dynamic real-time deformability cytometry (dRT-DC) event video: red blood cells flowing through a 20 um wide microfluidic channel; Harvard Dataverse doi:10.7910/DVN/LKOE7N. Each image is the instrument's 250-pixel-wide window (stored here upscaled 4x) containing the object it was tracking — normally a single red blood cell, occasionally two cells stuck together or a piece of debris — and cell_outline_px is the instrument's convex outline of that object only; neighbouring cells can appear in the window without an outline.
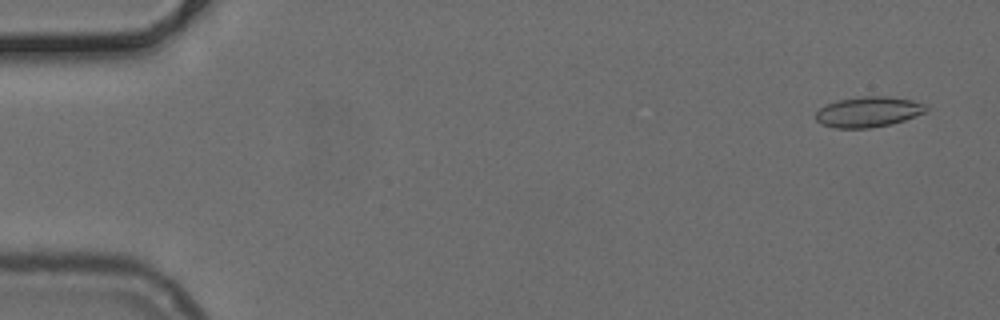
{"species": "common noctule bat (a hibernating species)", "species_latin": "Nyctalus noctula", "temperature_condition": "cold", "stored_images_in_passage": 52, "camera_frame_rate_fps": 3000, "um_per_image_px": 0.085, "animal": {"sex": "female", "body_mass_g": 24.6, "forearm_length_mm": 56.2}, "frame": {"image": 1, "passage_image": 3, "time_ms": 0.667, "image_size_px": [1000, 320], "cell_outline_px": [[928, 108], [924, 112], [904, 120], [892, 124], [872, 128], [836, 128], [824, 124], [816, 120], [816, 112], [820, 108], [828, 104], [840, 100], [864, 96], [888, 96], [912, 100], [924, 104]], "centroid_in_image_um": [73.82, 9.51], "position_along_channel_um": 11.2, "area_um2": 19.31}}
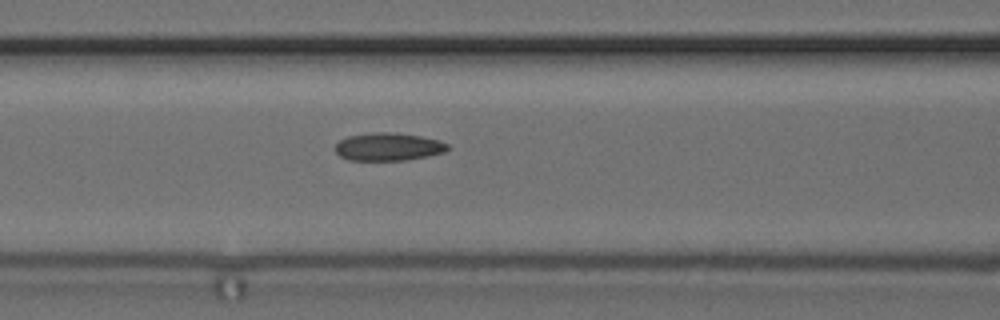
{"frame": {"image": 2, "passage_image": 22, "time_ms": 7.0, "image_size_px": [1000, 320], "cell_outline_px": [[452, 148], [444, 152], [428, 156], [408, 160], [348, 160], [340, 156], [336, 152], [336, 144], [340, 140], [348, 136], [372, 132], [392, 132], [420, 136], [440, 140], [448, 144]], "centroid_in_image_um": [33.04, 12.47], "position_along_channel_um": 133.6, "area_um2": 18.38}}
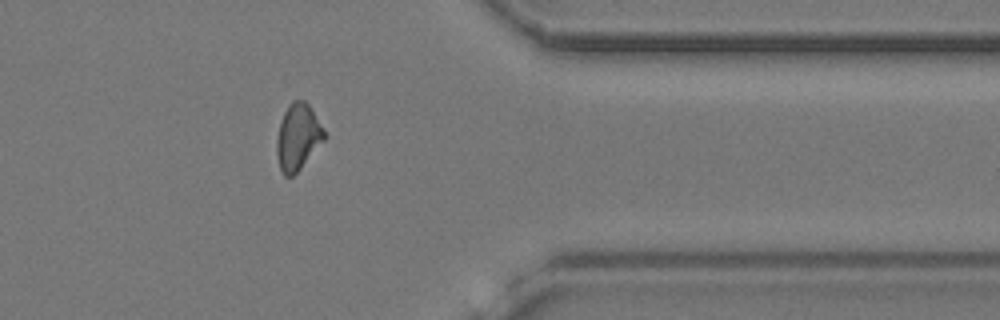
{"frame": {"image": 3, "passage_image": 42, "time_ms": 13.667, "image_size_px": [1000, 320], "cell_outline_px": [[328, 136], [300, 168], [292, 176], [284, 176], [280, 168], [276, 152], [276, 140], [280, 124], [284, 112], [292, 100], [304, 100], [308, 104], [324, 128]], "centroid_in_image_um": [25.33, 11.63], "position_along_channel_um": 386.1, "area_um2": 18.26}}